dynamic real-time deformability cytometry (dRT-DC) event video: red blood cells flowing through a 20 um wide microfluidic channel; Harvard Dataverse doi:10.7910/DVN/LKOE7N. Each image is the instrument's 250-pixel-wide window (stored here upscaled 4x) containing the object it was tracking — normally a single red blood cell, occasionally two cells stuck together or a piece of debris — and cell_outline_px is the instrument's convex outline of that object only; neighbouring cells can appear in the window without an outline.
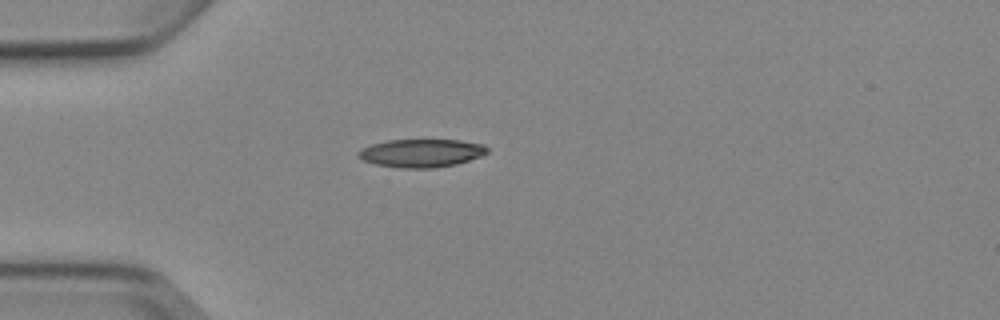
{"species": "Egyptian fruit bat (a non-hibernating species)", "species_latin": "Rousettus aegyptiacus", "temperature_condition": "cold", "stored_images_in_passage": 2, "camera_frame_rate_fps": 3000, "um_per_image_px": 0.085, "animal": {"sex": "female"}, "frame": {"image": 1, "passage_image": 1, "time_ms": 0.0, "image_size_px": [1000, 320], "cell_outline_px": [[488, 152], [480, 156], [456, 164], [436, 168], [400, 168], [376, 164], [364, 160], [356, 156], [356, 152], [372, 144], [388, 140], [460, 140], [484, 144], [488, 148]], "centroid_in_image_um": [35.82, 13.01], "position_along_channel_um": 49.2, "area_um2": 21.1}}